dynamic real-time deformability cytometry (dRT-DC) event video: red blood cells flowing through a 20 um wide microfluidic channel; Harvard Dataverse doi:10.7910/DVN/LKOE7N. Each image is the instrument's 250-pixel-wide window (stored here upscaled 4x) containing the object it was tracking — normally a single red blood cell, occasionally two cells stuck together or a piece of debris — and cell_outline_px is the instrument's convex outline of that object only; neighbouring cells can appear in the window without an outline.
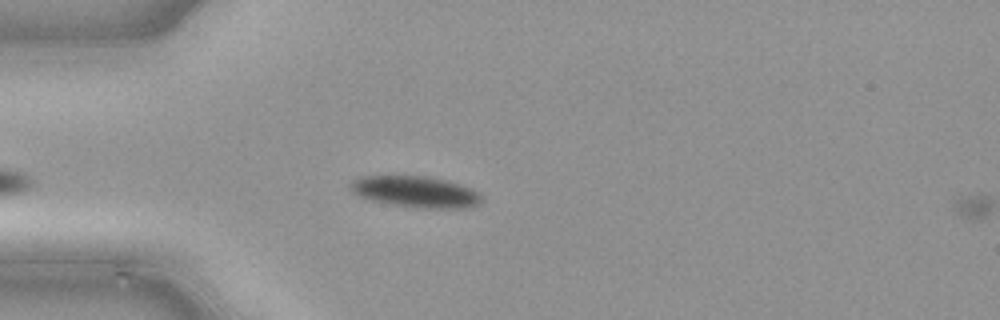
{"species": "common noctule bat (a hibernating species)", "species_latin": "Nyctalus noctula", "temperature_condition": "cold", "stored_images_in_passage": 8, "camera_frame_rate_fps": 3000, "um_per_image_px": 0.085, "animal": {"sex": "male", "body_mass_g": 21.5, "forearm_length_mm": 52.0}, "frame": {"image": 1, "passage_image": 7, "time_ms": 2.0, "image_size_px": [1000, 320], "cell_outline_px": [[480, 200], [476, 204], [464, 208], [424, 208], [396, 204], [372, 200], [356, 192], [352, 188], [352, 180], [360, 176], [424, 176], [444, 180], [460, 184], [476, 192], [480, 196]], "centroid_in_image_um": [35.34, 16.29], "position_along_channel_um": 49.7, "area_um2": 22.89}}